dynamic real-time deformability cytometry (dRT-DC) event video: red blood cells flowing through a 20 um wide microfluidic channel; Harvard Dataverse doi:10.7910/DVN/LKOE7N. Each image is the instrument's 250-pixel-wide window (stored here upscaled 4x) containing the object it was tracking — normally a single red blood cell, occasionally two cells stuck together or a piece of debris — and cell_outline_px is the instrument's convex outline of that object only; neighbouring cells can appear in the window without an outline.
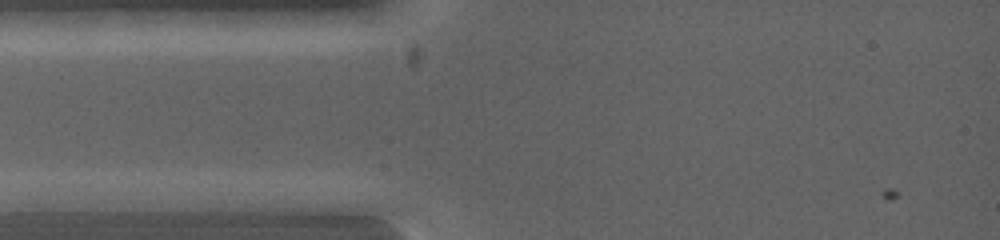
{"species": "common noctule bat (a hibernating species)", "species_latin": "Nyctalus noctula", "temperature_condition": "warm", "stored_images_in_passage": 3, "camera_frame_rate_fps": 5000, "um_per_image_px": 0.085, "animal": {"sex": "female", "body_mass_g": 19.0, "forearm_length_mm": 53.3}, "frame": {"image": 1, "passage_image": 2, "time_ms": 0.2, "image_size_px": [1000, 240], "cell_outline_px": [[120, 200], [96, 212], [16, 212], [16, 200], [40, 192], [104, 192]], "centroid_in_image_um": [5.54, 17.18], "position_along_channel_um": 79.5, "area_um2": 12.83}}